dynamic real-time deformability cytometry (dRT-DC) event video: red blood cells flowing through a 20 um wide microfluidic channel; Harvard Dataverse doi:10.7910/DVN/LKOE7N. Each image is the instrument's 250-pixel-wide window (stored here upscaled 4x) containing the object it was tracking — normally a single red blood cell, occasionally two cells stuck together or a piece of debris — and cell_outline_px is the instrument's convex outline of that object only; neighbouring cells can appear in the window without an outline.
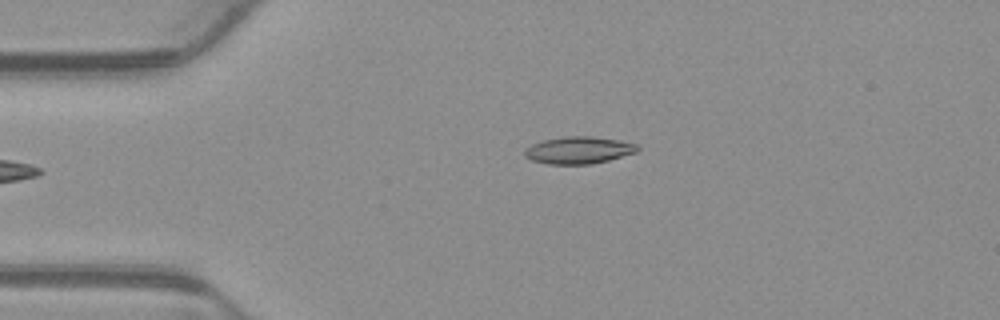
{"species": "common noctule bat (a hibernating species)", "species_latin": "Nyctalus noctula", "temperature_condition": "warm", "stored_images_in_passage": 36, "camera_frame_rate_fps": 3000, "um_per_image_px": 0.085, "animal": {"sex": "male", "body_mass_g": 23.1, "forearm_length_mm": 52.7}, "frame": {"image": 1, "passage_image": 1, "time_ms": 0.0, "image_size_px": [1000, 320], "cell_outline_px": [[640, 148], [636, 152], [608, 160], [592, 164], [548, 164], [532, 160], [524, 156], [524, 148], [532, 144], [544, 140], [564, 136], [592, 136], [620, 140], [636, 144]], "centroid_in_image_um": [49.17, 12.76], "position_along_channel_um": 35.8, "area_um2": 17.86}}
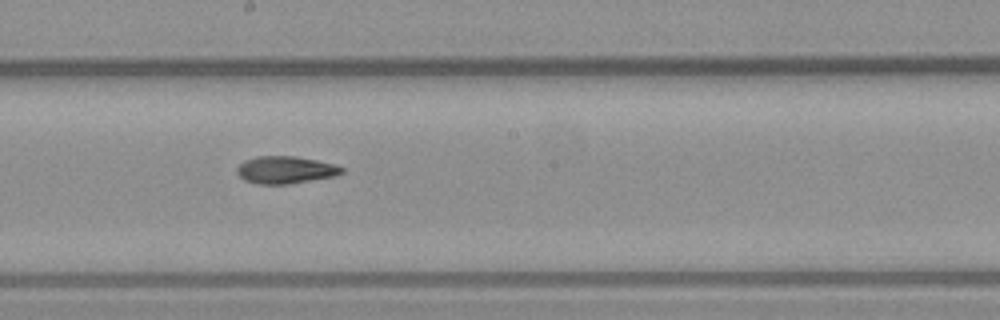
{"frame": {"image": 2, "passage_image": 18, "time_ms": 5.667, "image_size_px": [1000, 320], "cell_outline_px": [[344, 172], [336, 176], [288, 184], [260, 184], [244, 180], [236, 172], [236, 168], [244, 160], [256, 156], [296, 156], [316, 160], [332, 164], [344, 168]], "centroid_in_image_um": [24.25, 14.44], "position_along_channel_um": 224.0, "area_um2": 16.7}}
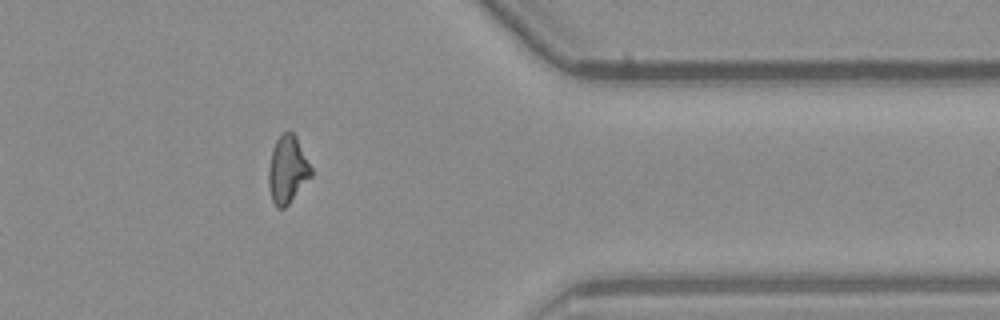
{"frame": {"image": 3, "passage_image": 32, "time_ms": 10.333, "image_size_px": [1000, 320], "cell_outline_px": [[312, 176], [288, 204], [284, 208], [276, 208], [272, 200], [268, 184], [268, 168], [272, 148], [276, 140], [288, 128], [296, 136], [312, 168]], "centroid_in_image_um": [24.43, 14.4], "position_along_channel_um": 387.0, "area_um2": 16.82}, "authors_computed_cell_mechanics": {"area_um2": 16.8198, "velocity_mm_per_s": 3.9135, "shape_relaxation_time_tau1_ms": null, "shape_relaxation_time_tau2_ms": 4.1973, "deformation_change_tau1": null, "deformation_change_tau2": 0.1143}}